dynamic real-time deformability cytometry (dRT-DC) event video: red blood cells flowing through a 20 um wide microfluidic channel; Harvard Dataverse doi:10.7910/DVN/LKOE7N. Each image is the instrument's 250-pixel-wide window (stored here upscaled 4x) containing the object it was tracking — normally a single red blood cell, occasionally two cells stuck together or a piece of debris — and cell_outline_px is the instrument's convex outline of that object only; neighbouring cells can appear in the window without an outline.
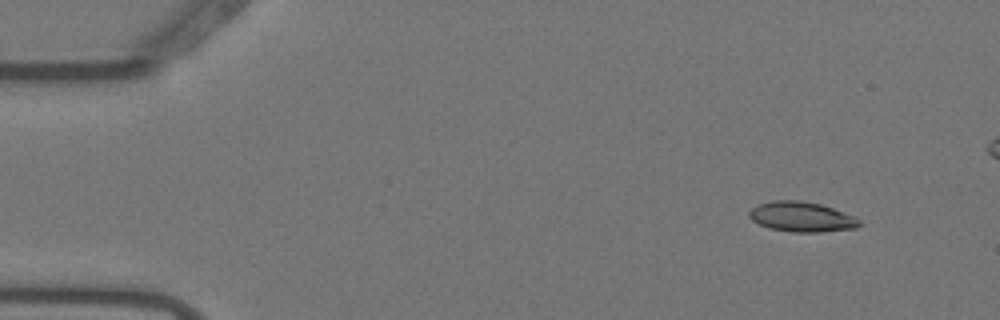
{"species": "Egyptian fruit bat (a non-hibernating species)", "species_latin": "Rousettus aegyptiacus", "temperature_condition": "warm", "stored_images_in_passage": 51, "camera_frame_rate_fps": 3000, "um_per_image_px": 0.085, "animal": {"sex": "female"}, "frame": {"image": 1, "passage_image": 5, "time_ms": 1.333, "image_size_px": [1000, 320], "cell_outline_px": [[860, 224], [856, 228], [820, 232], [792, 232], [768, 228], [752, 220], [748, 216], [748, 212], [752, 208], [760, 204], [776, 200], [800, 200], [820, 204], [832, 208], [852, 216], [860, 220]], "centroid_in_image_um": [68.11, 18.43], "position_along_channel_um": 16.9, "area_um2": 19.07}}
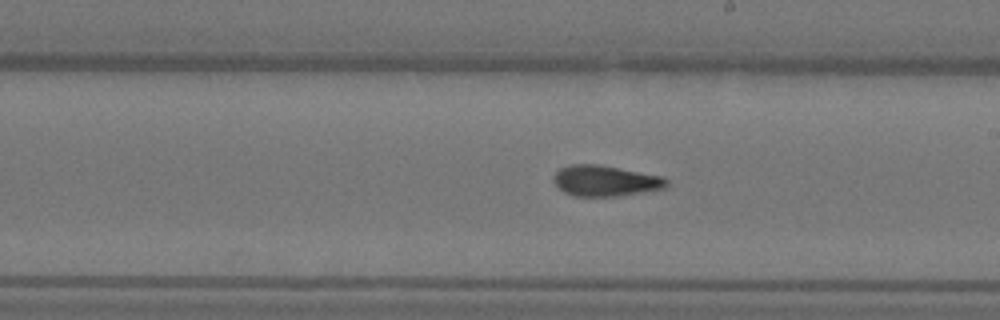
{"frame": {"image": 2, "passage_image": 31, "time_ms": 10.0, "image_size_px": [1000, 320], "cell_outline_px": [[668, 184], [664, 188], [616, 196], [576, 196], [564, 192], [556, 184], [556, 172], [560, 168], [572, 164], [600, 164], [664, 176], [668, 180]], "centroid_in_image_um": [51.5, 15.35], "position_along_channel_um": 237.5, "area_um2": 20.06}}
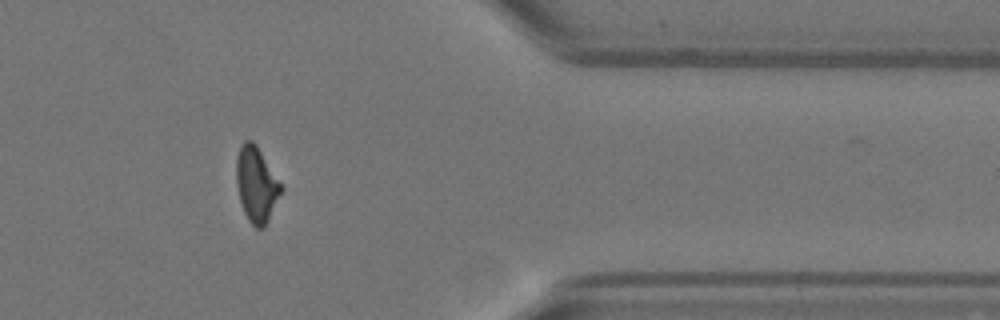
{"frame": {"image": 3, "passage_image": 45, "time_ms": 14.667, "image_size_px": [1000, 320], "cell_outline_px": [[284, 188], [264, 228], [256, 228], [248, 220], [244, 212], [240, 200], [236, 184], [236, 160], [240, 144], [244, 140], [252, 140], [256, 144]], "centroid_in_image_um": [21.79, 15.66], "position_along_channel_um": 389.6, "area_um2": 19.65}}